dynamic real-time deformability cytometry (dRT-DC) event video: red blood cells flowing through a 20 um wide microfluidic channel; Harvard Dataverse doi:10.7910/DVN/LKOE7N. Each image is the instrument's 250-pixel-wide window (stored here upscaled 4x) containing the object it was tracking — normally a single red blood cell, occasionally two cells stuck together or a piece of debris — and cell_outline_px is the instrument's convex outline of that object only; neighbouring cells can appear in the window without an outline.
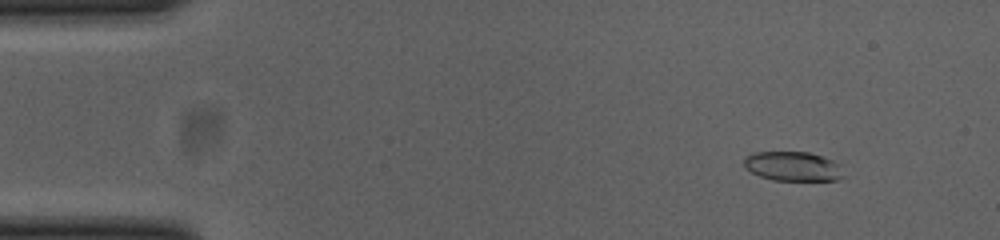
{"species": "common noctule bat (a hibernating species)", "species_latin": "Nyctalus noctula", "temperature_condition": "cold", "stored_images_in_passage": 53, "camera_frame_rate_fps": 3000, "um_per_image_px": 0.085, "animal": {"sex": "female", "body_mass_g": 23.0, "forearm_length_mm": 53.4}, "frame": {"image": 1, "passage_image": 6, "time_ms": 1.667, "image_size_px": [1000, 240], "cell_outline_px": [[844, 176], [836, 180], [772, 180], [760, 176], [744, 168], [744, 160], [752, 152], [808, 152], [832, 160], [840, 164]], "centroid_in_image_um": [67.39, 14.14], "position_along_channel_um": 17.6, "area_um2": 16.99}}
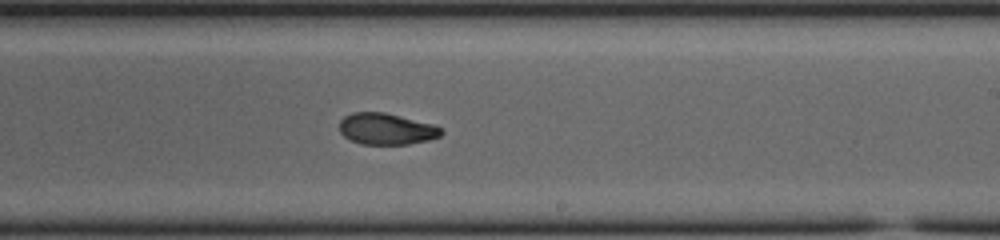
{"frame": {"image": 2, "passage_image": 32, "time_ms": 10.333, "image_size_px": [1000, 240], "cell_outline_px": [[444, 132], [440, 136], [428, 140], [408, 144], [360, 144], [344, 136], [340, 132], [340, 120], [344, 116], [352, 112], [384, 112], [436, 124], [444, 128]], "centroid_in_image_um": [32.89, 10.95], "position_along_channel_um": 256.1, "area_um2": 18.84}}
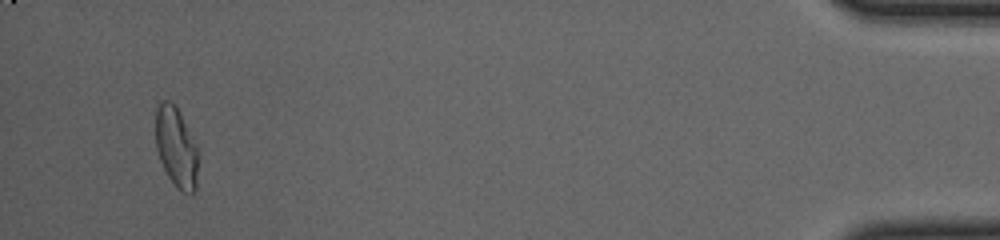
{"frame": {"image": 3, "passage_image": 51, "time_ms": 16.667, "image_size_px": [1000, 240], "cell_outline_px": [[196, 192], [180, 192], [176, 188], [168, 176], [160, 160], [156, 148], [156, 108], [164, 100], [168, 100], [176, 104], [196, 144]], "centroid_in_image_um": [14.96, 12.5], "position_along_channel_um": 420.2, "area_um2": 19.65}, "authors_computed_cell_mechanics": {"area_um2": 19.2474, "velocity_mm_per_s": 3.8584, "shape_relaxation_time_tau1_ms": 4.4084, "shape_relaxation_time_tau2_ms": 2.4323, "deformation_change_tau1": 0.1771, "deformation_change_tau2": 0.0684}}